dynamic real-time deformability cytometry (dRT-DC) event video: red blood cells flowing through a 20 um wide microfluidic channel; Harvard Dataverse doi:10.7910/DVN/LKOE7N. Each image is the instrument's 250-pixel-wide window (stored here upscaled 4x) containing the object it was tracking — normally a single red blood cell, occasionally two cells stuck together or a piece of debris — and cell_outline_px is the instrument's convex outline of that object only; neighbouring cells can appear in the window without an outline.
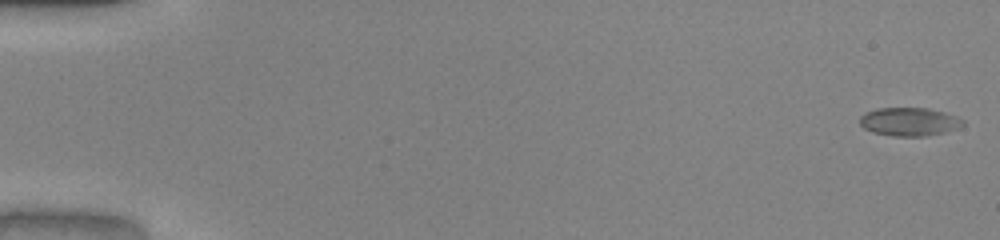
{"species": "common noctule bat (a hibernating species)", "species_latin": "Nyctalus noctula", "temperature_condition": "warm", "stored_images_in_passage": 51, "camera_frame_rate_fps": 3000, "um_per_image_px": 0.085, "animal": {"sex": "male", "body_mass_g": 20.0, "forearm_length_mm": 53.3}, "frame": {"image": 1, "passage_image": 1, "time_ms": 0.0, "image_size_px": [1000, 240], "cell_outline_px": [[964, 124], [956, 128], [944, 132], [924, 136], [892, 136], [872, 132], [864, 128], [860, 124], [860, 116], [864, 112], [876, 108], [928, 108], [944, 112], [956, 116], [964, 120]], "centroid_in_image_um": [77.25, 10.34], "position_along_channel_um": 7.7, "area_um2": 17.05}}
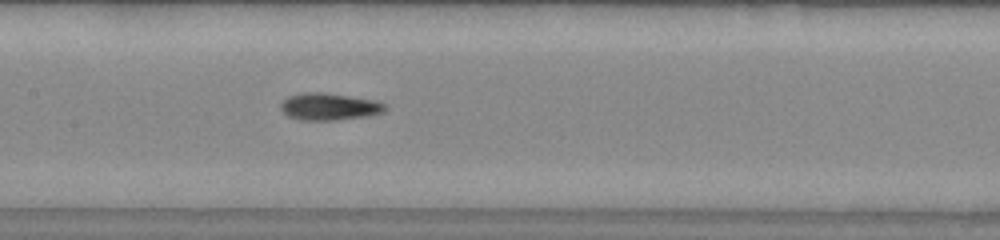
{"frame": {"image": 2, "passage_image": 26, "time_ms": 8.333, "image_size_px": [1000, 240], "cell_outline_px": [[388, 108], [384, 112], [368, 116], [336, 120], [300, 120], [288, 116], [280, 108], [280, 104], [288, 96], [304, 92], [324, 92], [372, 100], [384, 104]], "centroid_in_image_um": [27.96, 9.07], "position_along_channel_um": 179.4, "area_um2": 16.42}}
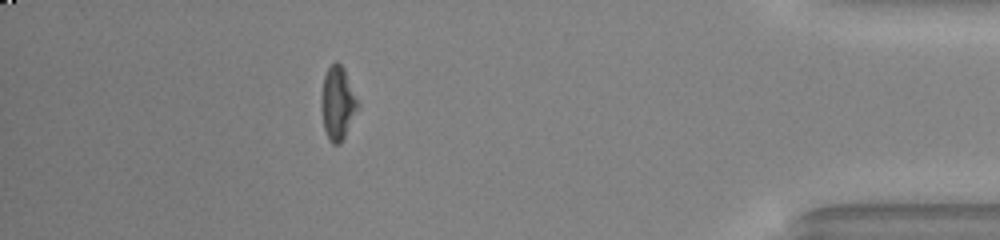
{"frame": {"image": 3, "passage_image": 46, "time_ms": 15.0, "image_size_px": [1000, 240], "cell_outline_px": [[360, 104], [340, 144], [332, 144], [328, 140], [324, 128], [320, 108], [320, 100], [324, 76], [328, 68], [336, 60], [344, 68]], "centroid_in_image_um": [28.68, 8.76], "position_along_channel_um": 406.5, "area_um2": 15.66}, "authors_computed_cell_mechanics": {"area_um2": 15.9528, "velocity_mm_per_s": 4.066, "shape_relaxation_time_tau1_ms": 3.0715, "shape_relaxation_time_tau2_ms": 3.3306, "deformation_change_tau1": 0.178, "deformation_change_tau2": 0.1267}}